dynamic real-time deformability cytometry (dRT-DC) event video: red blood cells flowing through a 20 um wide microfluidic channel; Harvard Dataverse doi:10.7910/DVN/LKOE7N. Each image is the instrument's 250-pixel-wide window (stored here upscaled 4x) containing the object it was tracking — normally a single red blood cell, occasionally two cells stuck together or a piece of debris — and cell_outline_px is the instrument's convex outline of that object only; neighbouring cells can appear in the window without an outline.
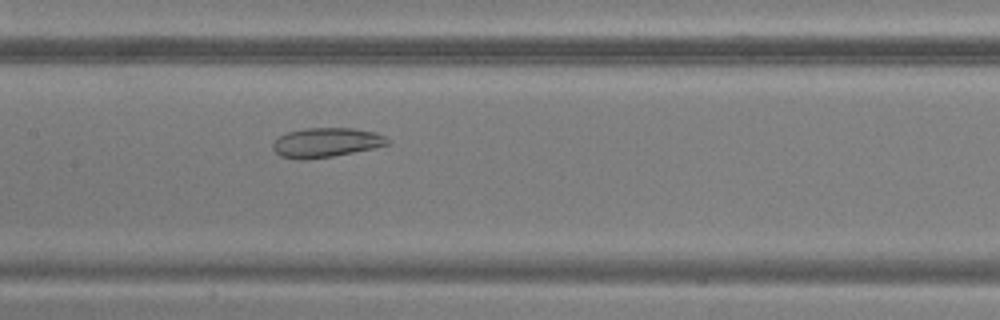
{"species": "common noctule bat (a hibernating species)", "species_latin": "Nyctalus noctula", "temperature_condition": "warm", "stored_images_in_passage": 40, "camera_frame_rate_fps": 3000, "um_per_image_px": 0.085, "animal": {"sex": "male", "body_mass_g": 20.5, "forearm_length_mm": 52.5}, "frame": {"image": 1, "passage_image": 15, "time_ms": 4.667, "image_size_px": [1000, 320], "cell_outline_px": [[392, 140], [388, 144], [376, 148], [332, 156], [304, 160], [280, 156], [272, 148], [272, 144], [280, 136], [288, 132], [304, 128], [352, 128], [376, 132]], "centroid_in_image_um": [27.75, 12.11], "position_along_channel_um": 179.6, "area_um2": 19.71}}
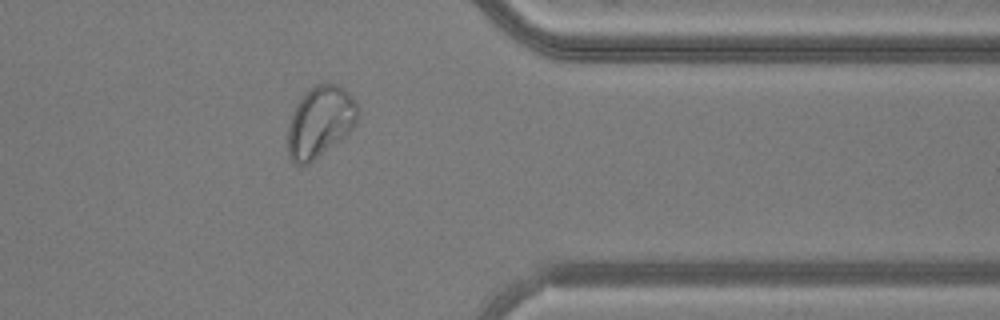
{"frame": {"image": 2, "passage_image": 31, "time_ms": 10.0, "image_size_px": [1000, 320], "cell_outline_px": [[360, 116], [356, 124], [344, 136], [308, 164], [296, 164], [288, 156], [288, 124], [292, 112], [296, 104], [308, 88], [316, 84], [336, 84], [344, 88], [352, 96], [360, 108]], "centroid_in_image_um": [27.22, 10.32], "position_along_channel_um": 384.2, "area_um2": 29.07}}
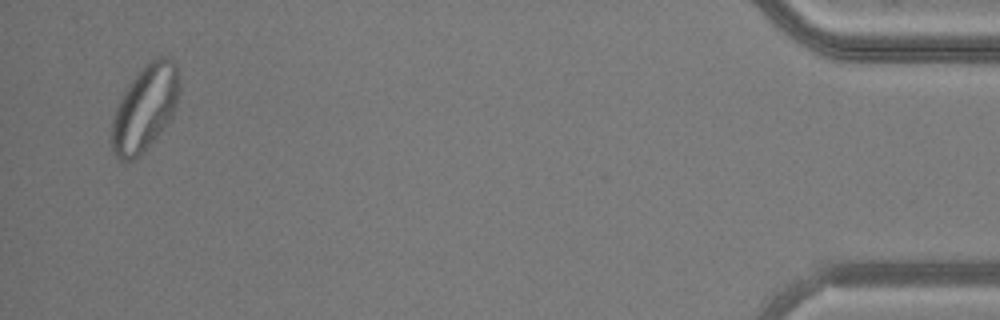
{"frame": {"image": 3, "passage_image": 39, "time_ms": 12.667, "image_size_px": [1000, 320], "cell_outline_px": [[180, 88], [176, 104], [172, 116], [160, 132], [144, 152], [132, 160], [120, 160], [112, 152], [112, 120], [116, 104], [132, 80], [144, 64], [148, 60], [156, 56], [168, 56], [176, 64], [180, 84]], "centroid_in_image_um": [12.32, 9.15], "position_along_channel_um": 422.9, "area_um2": 33.81}}